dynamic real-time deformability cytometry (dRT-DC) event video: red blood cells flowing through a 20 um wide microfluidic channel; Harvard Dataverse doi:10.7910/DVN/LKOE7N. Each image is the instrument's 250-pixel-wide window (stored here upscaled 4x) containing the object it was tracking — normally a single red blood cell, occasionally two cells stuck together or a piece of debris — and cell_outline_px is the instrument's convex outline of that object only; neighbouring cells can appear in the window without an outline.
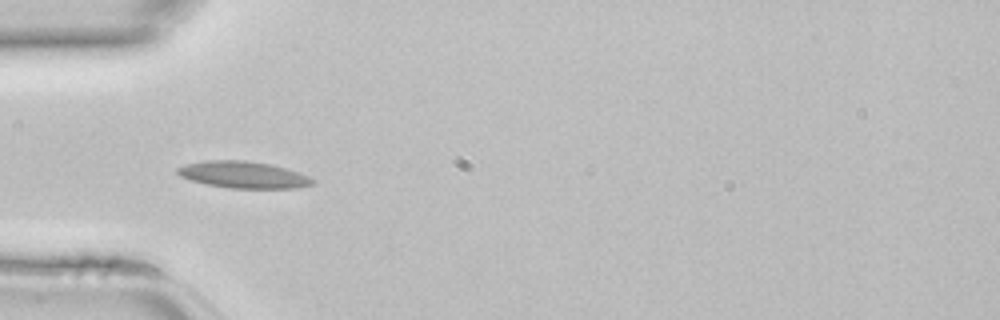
{"species": "common noctule bat (a hibernating species)", "species_latin": "Nyctalus noctula", "temperature_condition": "room temperature", "stored_images_in_passage": 37, "camera_frame_rate_fps": 3000, "um_per_image_px": 0.085, "animal": {"sex": "female", "body_mass_g": 22.7, "forearm_length_mm": 54.2}, "frame": {"image": 1, "passage_image": 6, "time_ms": 1.667, "image_size_px": [1000, 320], "cell_outline_px": [[316, 180], [312, 184], [296, 188], [228, 188], [208, 184], [192, 180], [180, 176], [176, 172], [176, 168], [184, 164], [204, 160], [244, 160], [272, 164], [288, 168], [308, 176]], "centroid_in_image_um": [20.68, 14.84], "position_along_channel_um": 64.3, "area_um2": 21.15}}
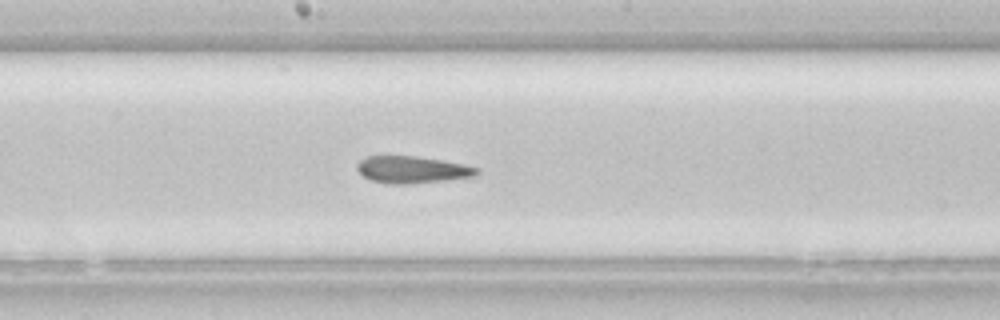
{"frame": {"image": 2, "passage_image": 16, "time_ms": 5.0, "image_size_px": [1000, 320], "cell_outline_px": [[480, 172], [476, 176], [444, 180], [408, 184], [392, 184], [372, 180], [364, 176], [356, 168], [356, 164], [360, 160], [368, 156], [416, 156], [464, 164], [480, 168]], "centroid_in_image_um": [35.06, 14.42], "position_along_channel_um": 213.1, "area_um2": 18.73}}